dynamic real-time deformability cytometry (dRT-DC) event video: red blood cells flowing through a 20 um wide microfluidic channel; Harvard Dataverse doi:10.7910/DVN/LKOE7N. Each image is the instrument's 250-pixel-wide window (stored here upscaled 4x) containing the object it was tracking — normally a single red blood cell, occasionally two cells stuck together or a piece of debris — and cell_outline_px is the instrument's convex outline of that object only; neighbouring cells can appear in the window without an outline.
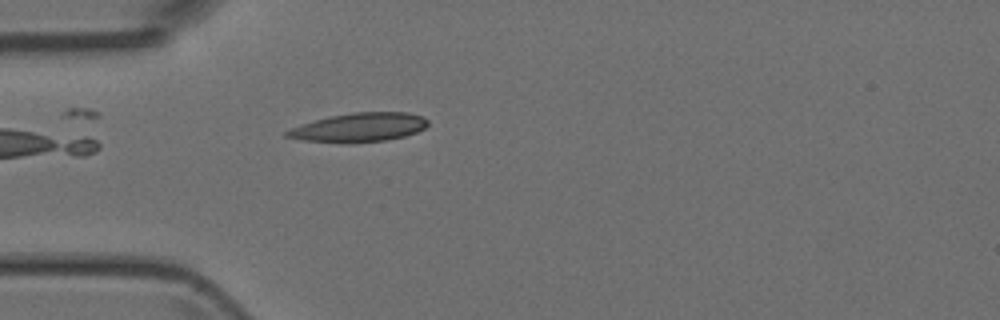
{"species": "Egyptian fruit bat (a non-hibernating species)", "species_latin": "Rousettus aegyptiacus", "temperature_condition": "room temperature", "stored_images_in_passage": 20, "camera_frame_rate_fps": 3000, "um_per_image_px": 0.085, "animal": {"sex": "female"}, "frame": {"image": 1, "passage_image": 1, "time_ms": 0.0, "image_size_px": [1000, 320], "cell_outline_px": [[428, 124], [424, 128], [416, 132], [404, 136], [384, 140], [304, 140], [284, 136], [284, 132], [292, 128], [316, 120], [332, 116], [356, 112], [408, 112], [424, 116], [428, 120]], "centroid_in_image_um": [30.63, 10.77], "position_along_channel_um": 54.4, "area_um2": 22.48}}